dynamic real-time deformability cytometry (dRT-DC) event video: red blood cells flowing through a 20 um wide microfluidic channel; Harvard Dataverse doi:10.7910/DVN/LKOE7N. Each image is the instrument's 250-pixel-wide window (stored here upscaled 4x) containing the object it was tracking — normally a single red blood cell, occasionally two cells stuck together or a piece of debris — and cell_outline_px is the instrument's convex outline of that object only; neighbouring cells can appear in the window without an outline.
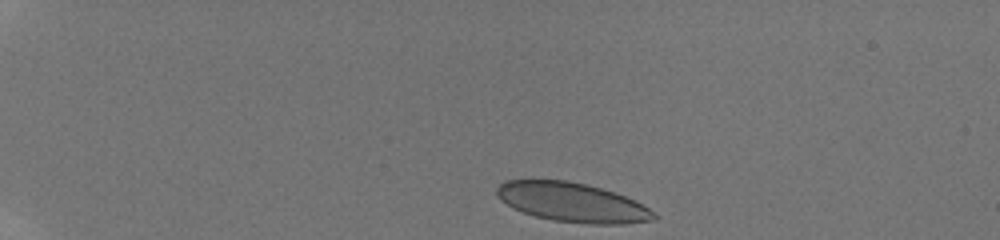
{"species": "human", "species_latin": "Homo sapiens", "temperature_condition": "room temperature", "stored_images_in_passage": 39, "camera_frame_rate_fps": 3000, "um_per_image_px": 0.085, "donor": {"sex": "male"}, "frame": {"image": 1, "passage_image": 1, "time_ms": 0.0, "image_size_px": [1000, 240], "cell_outline_px": [[656, 220], [624, 224], [588, 224], [552, 220], [536, 216], [512, 208], [500, 200], [496, 196], [496, 188], [504, 180], [568, 180], [588, 184], [624, 196], [648, 208], [656, 216]], "centroid_in_image_um": [48.59, 17.2], "position_along_channel_um": 36.4, "area_um2": 35.84}}
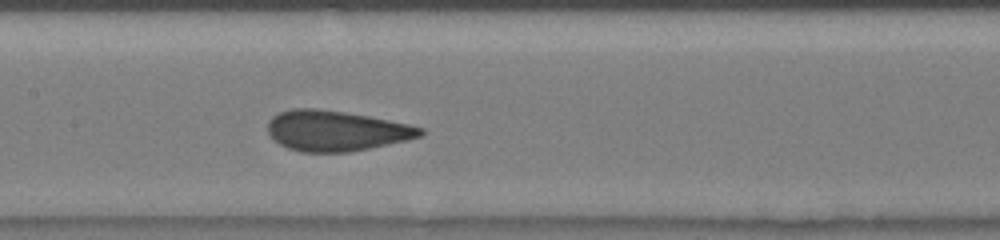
{"frame": {"image": 2, "passage_image": 19, "time_ms": 6.0, "image_size_px": [1000, 240], "cell_outline_px": [[424, 132], [420, 136], [408, 140], [348, 152], [300, 152], [288, 148], [280, 144], [268, 132], [268, 120], [272, 116], [280, 112], [292, 108], [316, 108], [344, 112], [368, 116], [408, 124], [424, 128]], "centroid_in_image_um": [28.55, 11.11], "position_along_channel_um": 178.9, "area_um2": 35.72}}
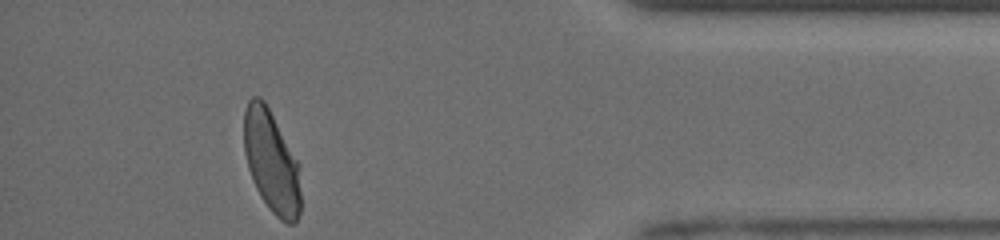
{"frame": {"image": 3, "passage_image": 39, "time_ms": 12.667, "image_size_px": [1000, 240], "cell_outline_px": [[300, 212], [296, 224], [288, 224], [280, 220], [268, 208], [260, 196], [256, 188], [248, 168], [244, 152], [244, 112], [248, 100], [252, 96], [260, 96], [264, 100], [300, 164]], "centroid_in_image_um": [23.08, 13.76], "position_along_channel_um": 412.1, "area_um2": 34.16}, "authors_computed_cell_mechanics": {"area_um2": 35.8938, "velocity_mm_per_s": 3.9465, "shape_relaxation_time_tau1_ms": 3.6754, "shape_relaxation_time_tau2_ms": null, "deformation_change_tau1": 0.142, "deformation_change_tau2": null}}